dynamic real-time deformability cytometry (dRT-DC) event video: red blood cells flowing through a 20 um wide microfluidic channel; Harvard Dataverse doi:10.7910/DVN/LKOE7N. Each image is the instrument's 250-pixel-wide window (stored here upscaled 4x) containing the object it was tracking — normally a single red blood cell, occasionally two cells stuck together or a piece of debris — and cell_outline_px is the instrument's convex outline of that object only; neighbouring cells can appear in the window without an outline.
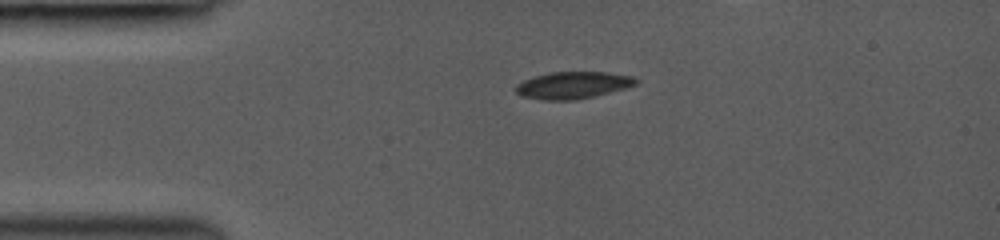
{"species": "common noctule bat (a hibernating species)", "species_latin": "Nyctalus noctula", "temperature_condition": "room temperature", "stored_images_in_passage": 30, "camera_frame_rate_fps": 3000, "um_per_image_px": 0.085, "animal": {"sex": "female", "body_mass_g": 19.0, "forearm_length_mm": 53.3}, "frame": {"image": 1, "passage_image": 1, "time_ms": 0.0, "image_size_px": [1000, 240], "cell_outline_px": [[640, 80], [636, 84], [628, 88], [592, 96], [572, 100], [544, 100], [520, 96], [516, 92], [516, 84], [524, 80], [536, 76], [552, 72], [608, 72], [632, 76]], "centroid_in_image_um": [48.72, 7.24], "position_along_channel_um": 36.3, "area_um2": 18.84}}
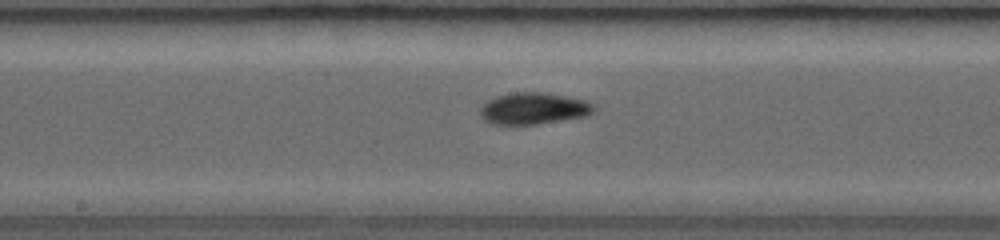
{"frame": {"image": 2, "passage_image": 15, "time_ms": 4.667, "image_size_px": [1000, 240], "cell_outline_px": [[596, 108], [592, 112], [584, 116], [536, 124], [492, 124], [484, 120], [480, 116], [480, 108], [488, 100], [496, 96], [516, 92], [544, 92], [584, 100], [592, 104]], "centroid_in_image_um": [45.31, 9.21], "position_along_channel_um": 202.9, "area_um2": 20.69}}
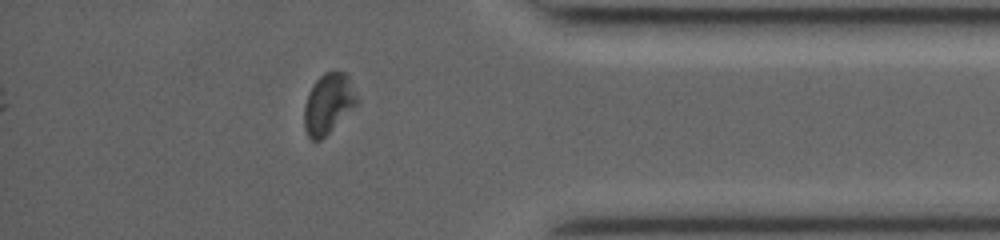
{"frame": {"image": 3, "passage_image": 30, "time_ms": 9.667, "image_size_px": [1000, 240], "cell_outline_px": [[360, 104], [320, 140], [312, 140], [308, 136], [304, 128], [304, 104], [308, 92], [312, 84], [324, 72], [344, 72], [348, 76], [360, 100]], "centroid_in_image_um": [27.93, 8.81], "position_along_channel_um": 407.3, "area_um2": 18.84}, "authors_computed_cell_mechanics": {"area_um2": 20.1722, "velocity_mm_per_s": 4.2964, "shape_relaxation_time_tau1_ms": 2.0286, "shape_relaxation_time_tau2_ms": 1.1494, "deformation_change_tau1": 0.0979, "deformation_change_tau2": 0.0551}}